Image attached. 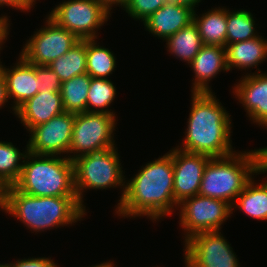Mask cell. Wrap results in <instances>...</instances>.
I'll use <instances>...</instances> for the list:
<instances>
[{"mask_svg": "<svg viewBox=\"0 0 267 267\" xmlns=\"http://www.w3.org/2000/svg\"><path fill=\"white\" fill-rule=\"evenodd\" d=\"M7 16L0 17V50L2 49V44L4 43V40L7 39V35H9L8 27L10 21Z\"/></svg>", "mask_w": 267, "mask_h": 267, "instance_id": "obj_33", "label": "cell"}, {"mask_svg": "<svg viewBox=\"0 0 267 267\" xmlns=\"http://www.w3.org/2000/svg\"><path fill=\"white\" fill-rule=\"evenodd\" d=\"M169 3H175V4H180V5H184L187 6L189 8H191L192 10H194L195 6L201 2V0H167Z\"/></svg>", "mask_w": 267, "mask_h": 267, "instance_id": "obj_35", "label": "cell"}, {"mask_svg": "<svg viewBox=\"0 0 267 267\" xmlns=\"http://www.w3.org/2000/svg\"><path fill=\"white\" fill-rule=\"evenodd\" d=\"M184 242L186 267H240L219 230L197 233Z\"/></svg>", "mask_w": 267, "mask_h": 267, "instance_id": "obj_10", "label": "cell"}, {"mask_svg": "<svg viewBox=\"0 0 267 267\" xmlns=\"http://www.w3.org/2000/svg\"><path fill=\"white\" fill-rule=\"evenodd\" d=\"M166 42L171 54L189 64L204 45L194 22L168 37Z\"/></svg>", "mask_w": 267, "mask_h": 267, "instance_id": "obj_23", "label": "cell"}, {"mask_svg": "<svg viewBox=\"0 0 267 267\" xmlns=\"http://www.w3.org/2000/svg\"><path fill=\"white\" fill-rule=\"evenodd\" d=\"M36 77L39 91L60 92L62 82L49 66L36 65Z\"/></svg>", "mask_w": 267, "mask_h": 267, "instance_id": "obj_30", "label": "cell"}, {"mask_svg": "<svg viewBox=\"0 0 267 267\" xmlns=\"http://www.w3.org/2000/svg\"><path fill=\"white\" fill-rule=\"evenodd\" d=\"M92 267H114V264L112 262H104V263H101L99 265H95Z\"/></svg>", "mask_w": 267, "mask_h": 267, "instance_id": "obj_38", "label": "cell"}, {"mask_svg": "<svg viewBox=\"0 0 267 267\" xmlns=\"http://www.w3.org/2000/svg\"><path fill=\"white\" fill-rule=\"evenodd\" d=\"M179 206L180 225L186 232L185 241L200 232L220 231L221 225L232 214L229 203L199 194L185 199Z\"/></svg>", "mask_w": 267, "mask_h": 267, "instance_id": "obj_9", "label": "cell"}, {"mask_svg": "<svg viewBox=\"0 0 267 267\" xmlns=\"http://www.w3.org/2000/svg\"><path fill=\"white\" fill-rule=\"evenodd\" d=\"M261 172H267V147L262 148V158L260 163Z\"/></svg>", "mask_w": 267, "mask_h": 267, "instance_id": "obj_36", "label": "cell"}, {"mask_svg": "<svg viewBox=\"0 0 267 267\" xmlns=\"http://www.w3.org/2000/svg\"><path fill=\"white\" fill-rule=\"evenodd\" d=\"M48 66L58 75L61 82L87 73L86 39L76 42L68 52Z\"/></svg>", "mask_w": 267, "mask_h": 267, "instance_id": "obj_24", "label": "cell"}, {"mask_svg": "<svg viewBox=\"0 0 267 267\" xmlns=\"http://www.w3.org/2000/svg\"><path fill=\"white\" fill-rule=\"evenodd\" d=\"M173 162V193L177 204L199 192L205 166L210 157L202 154L188 153L177 148L170 150Z\"/></svg>", "mask_w": 267, "mask_h": 267, "instance_id": "obj_13", "label": "cell"}, {"mask_svg": "<svg viewBox=\"0 0 267 267\" xmlns=\"http://www.w3.org/2000/svg\"><path fill=\"white\" fill-rule=\"evenodd\" d=\"M34 2V0H0V7L6 5L18 10L28 11L33 7Z\"/></svg>", "mask_w": 267, "mask_h": 267, "instance_id": "obj_32", "label": "cell"}, {"mask_svg": "<svg viewBox=\"0 0 267 267\" xmlns=\"http://www.w3.org/2000/svg\"><path fill=\"white\" fill-rule=\"evenodd\" d=\"M47 19V26L35 32L21 52V55L33 65L48 66L79 41L73 33L59 26L50 17Z\"/></svg>", "mask_w": 267, "mask_h": 267, "instance_id": "obj_11", "label": "cell"}, {"mask_svg": "<svg viewBox=\"0 0 267 267\" xmlns=\"http://www.w3.org/2000/svg\"><path fill=\"white\" fill-rule=\"evenodd\" d=\"M75 114L63 112L29 132L28 151L38 155L69 153Z\"/></svg>", "mask_w": 267, "mask_h": 267, "instance_id": "obj_12", "label": "cell"}, {"mask_svg": "<svg viewBox=\"0 0 267 267\" xmlns=\"http://www.w3.org/2000/svg\"><path fill=\"white\" fill-rule=\"evenodd\" d=\"M197 16V17H196ZM199 17L194 11L193 22L196 25L204 45L226 47L227 10L215 8Z\"/></svg>", "mask_w": 267, "mask_h": 267, "instance_id": "obj_20", "label": "cell"}, {"mask_svg": "<svg viewBox=\"0 0 267 267\" xmlns=\"http://www.w3.org/2000/svg\"><path fill=\"white\" fill-rule=\"evenodd\" d=\"M95 39H86V70L91 78L107 79L116 66L114 54L99 47Z\"/></svg>", "mask_w": 267, "mask_h": 267, "instance_id": "obj_25", "label": "cell"}, {"mask_svg": "<svg viewBox=\"0 0 267 267\" xmlns=\"http://www.w3.org/2000/svg\"><path fill=\"white\" fill-rule=\"evenodd\" d=\"M245 75L233 88L253 122L267 129V74Z\"/></svg>", "mask_w": 267, "mask_h": 267, "instance_id": "obj_14", "label": "cell"}, {"mask_svg": "<svg viewBox=\"0 0 267 267\" xmlns=\"http://www.w3.org/2000/svg\"><path fill=\"white\" fill-rule=\"evenodd\" d=\"M262 148L211 158L205 166L198 194L233 206L254 173L261 174Z\"/></svg>", "mask_w": 267, "mask_h": 267, "instance_id": "obj_4", "label": "cell"}, {"mask_svg": "<svg viewBox=\"0 0 267 267\" xmlns=\"http://www.w3.org/2000/svg\"><path fill=\"white\" fill-rule=\"evenodd\" d=\"M99 1H102L111 10L113 5L120 4V6H122L126 0H99Z\"/></svg>", "mask_w": 267, "mask_h": 267, "instance_id": "obj_37", "label": "cell"}, {"mask_svg": "<svg viewBox=\"0 0 267 267\" xmlns=\"http://www.w3.org/2000/svg\"><path fill=\"white\" fill-rule=\"evenodd\" d=\"M64 112L60 92L39 91L24 102L15 114L30 131L33 127L50 121Z\"/></svg>", "mask_w": 267, "mask_h": 267, "instance_id": "obj_16", "label": "cell"}, {"mask_svg": "<svg viewBox=\"0 0 267 267\" xmlns=\"http://www.w3.org/2000/svg\"><path fill=\"white\" fill-rule=\"evenodd\" d=\"M174 172L172 155L164 156L142 167L126 182L125 192L117 205L116 214L122 217L147 216L158 220L178 206L173 193Z\"/></svg>", "mask_w": 267, "mask_h": 267, "instance_id": "obj_1", "label": "cell"}, {"mask_svg": "<svg viewBox=\"0 0 267 267\" xmlns=\"http://www.w3.org/2000/svg\"><path fill=\"white\" fill-rule=\"evenodd\" d=\"M116 117L112 114L82 112L75 114L72 139L68 158L73 161L77 157L115 147L114 128ZM79 153V154H76Z\"/></svg>", "mask_w": 267, "mask_h": 267, "instance_id": "obj_7", "label": "cell"}, {"mask_svg": "<svg viewBox=\"0 0 267 267\" xmlns=\"http://www.w3.org/2000/svg\"><path fill=\"white\" fill-rule=\"evenodd\" d=\"M213 95L212 92H192V108L182 143L184 147L177 146V149L210 158L226 157L236 152L230 140L229 113Z\"/></svg>", "mask_w": 267, "mask_h": 267, "instance_id": "obj_2", "label": "cell"}, {"mask_svg": "<svg viewBox=\"0 0 267 267\" xmlns=\"http://www.w3.org/2000/svg\"><path fill=\"white\" fill-rule=\"evenodd\" d=\"M74 187L79 203L83 206L84 189H107L123 186L120 202L125 192V176L115 147L93 152L73 160ZM121 166V167H120Z\"/></svg>", "mask_w": 267, "mask_h": 267, "instance_id": "obj_6", "label": "cell"}, {"mask_svg": "<svg viewBox=\"0 0 267 267\" xmlns=\"http://www.w3.org/2000/svg\"><path fill=\"white\" fill-rule=\"evenodd\" d=\"M91 77L85 73L62 82L60 94L65 112L82 113L87 111V97Z\"/></svg>", "mask_w": 267, "mask_h": 267, "instance_id": "obj_22", "label": "cell"}, {"mask_svg": "<svg viewBox=\"0 0 267 267\" xmlns=\"http://www.w3.org/2000/svg\"><path fill=\"white\" fill-rule=\"evenodd\" d=\"M267 57V41L261 37L226 45V65L228 71L232 67L248 69L258 66Z\"/></svg>", "mask_w": 267, "mask_h": 267, "instance_id": "obj_19", "label": "cell"}, {"mask_svg": "<svg viewBox=\"0 0 267 267\" xmlns=\"http://www.w3.org/2000/svg\"><path fill=\"white\" fill-rule=\"evenodd\" d=\"M115 95L116 88L110 80L91 78L87 97V112H100L115 116V113L111 112V110H108L107 108L113 102ZM104 108L107 109L104 110Z\"/></svg>", "mask_w": 267, "mask_h": 267, "instance_id": "obj_28", "label": "cell"}, {"mask_svg": "<svg viewBox=\"0 0 267 267\" xmlns=\"http://www.w3.org/2000/svg\"><path fill=\"white\" fill-rule=\"evenodd\" d=\"M110 11L99 0H70L57 5L48 16L79 40H85L97 38L96 31L107 21Z\"/></svg>", "mask_w": 267, "mask_h": 267, "instance_id": "obj_8", "label": "cell"}, {"mask_svg": "<svg viewBox=\"0 0 267 267\" xmlns=\"http://www.w3.org/2000/svg\"><path fill=\"white\" fill-rule=\"evenodd\" d=\"M26 147L25 153H21L11 142L0 141V183L5 188L14 186L19 180L23 167L19 161L28 154V144Z\"/></svg>", "mask_w": 267, "mask_h": 267, "instance_id": "obj_26", "label": "cell"}, {"mask_svg": "<svg viewBox=\"0 0 267 267\" xmlns=\"http://www.w3.org/2000/svg\"><path fill=\"white\" fill-rule=\"evenodd\" d=\"M0 208L22 221L34 232L77 222L85 213L77 196L35 197L20 192L15 186L6 188Z\"/></svg>", "mask_w": 267, "mask_h": 267, "instance_id": "obj_3", "label": "cell"}, {"mask_svg": "<svg viewBox=\"0 0 267 267\" xmlns=\"http://www.w3.org/2000/svg\"><path fill=\"white\" fill-rule=\"evenodd\" d=\"M194 11L187 6L167 2L143 23L146 30L166 40L193 22Z\"/></svg>", "mask_w": 267, "mask_h": 267, "instance_id": "obj_17", "label": "cell"}, {"mask_svg": "<svg viewBox=\"0 0 267 267\" xmlns=\"http://www.w3.org/2000/svg\"><path fill=\"white\" fill-rule=\"evenodd\" d=\"M254 25L255 21L250 11L238 10L229 12L227 10L226 45L258 37L259 35H256Z\"/></svg>", "mask_w": 267, "mask_h": 267, "instance_id": "obj_27", "label": "cell"}, {"mask_svg": "<svg viewBox=\"0 0 267 267\" xmlns=\"http://www.w3.org/2000/svg\"><path fill=\"white\" fill-rule=\"evenodd\" d=\"M167 0H126L121 6L134 19L145 21L151 14L165 5Z\"/></svg>", "mask_w": 267, "mask_h": 267, "instance_id": "obj_29", "label": "cell"}, {"mask_svg": "<svg viewBox=\"0 0 267 267\" xmlns=\"http://www.w3.org/2000/svg\"><path fill=\"white\" fill-rule=\"evenodd\" d=\"M19 61L12 69L5 68L0 63V69L4 75L8 99L14 100L15 111L27 100L39 92L38 78L36 77V65L29 63L21 54Z\"/></svg>", "mask_w": 267, "mask_h": 267, "instance_id": "obj_15", "label": "cell"}, {"mask_svg": "<svg viewBox=\"0 0 267 267\" xmlns=\"http://www.w3.org/2000/svg\"><path fill=\"white\" fill-rule=\"evenodd\" d=\"M25 159L22 161L21 176L14 185L20 192L35 197L77 196L74 165L68 157L38 155L28 151Z\"/></svg>", "mask_w": 267, "mask_h": 267, "instance_id": "obj_5", "label": "cell"}, {"mask_svg": "<svg viewBox=\"0 0 267 267\" xmlns=\"http://www.w3.org/2000/svg\"><path fill=\"white\" fill-rule=\"evenodd\" d=\"M236 206L252 218L267 220V180L256 185L251 178L234 201L232 211Z\"/></svg>", "mask_w": 267, "mask_h": 267, "instance_id": "obj_21", "label": "cell"}, {"mask_svg": "<svg viewBox=\"0 0 267 267\" xmlns=\"http://www.w3.org/2000/svg\"><path fill=\"white\" fill-rule=\"evenodd\" d=\"M5 191H6V188L0 183V202L3 199Z\"/></svg>", "mask_w": 267, "mask_h": 267, "instance_id": "obj_39", "label": "cell"}, {"mask_svg": "<svg viewBox=\"0 0 267 267\" xmlns=\"http://www.w3.org/2000/svg\"><path fill=\"white\" fill-rule=\"evenodd\" d=\"M0 267H58L51 258H29L16 261V263L0 264Z\"/></svg>", "mask_w": 267, "mask_h": 267, "instance_id": "obj_31", "label": "cell"}, {"mask_svg": "<svg viewBox=\"0 0 267 267\" xmlns=\"http://www.w3.org/2000/svg\"><path fill=\"white\" fill-rule=\"evenodd\" d=\"M6 82L4 75L0 69V108L8 101Z\"/></svg>", "mask_w": 267, "mask_h": 267, "instance_id": "obj_34", "label": "cell"}, {"mask_svg": "<svg viewBox=\"0 0 267 267\" xmlns=\"http://www.w3.org/2000/svg\"><path fill=\"white\" fill-rule=\"evenodd\" d=\"M188 65H191L195 74L192 92H212L208 81L210 82L211 78H214L221 70L228 71L226 47L203 45Z\"/></svg>", "mask_w": 267, "mask_h": 267, "instance_id": "obj_18", "label": "cell"}]
</instances>
